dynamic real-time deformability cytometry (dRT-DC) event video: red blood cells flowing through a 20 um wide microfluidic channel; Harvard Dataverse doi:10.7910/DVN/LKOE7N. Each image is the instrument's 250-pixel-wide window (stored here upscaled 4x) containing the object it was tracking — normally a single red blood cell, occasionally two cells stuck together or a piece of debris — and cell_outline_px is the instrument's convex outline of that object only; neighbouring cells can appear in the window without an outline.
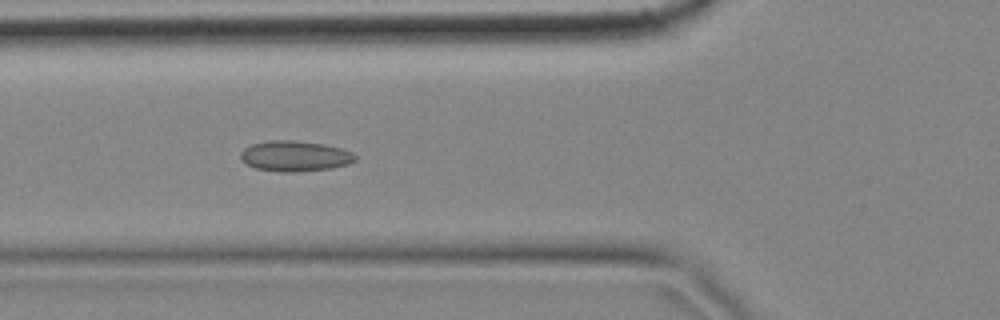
{"species": "common noctule bat (a hibernating species)", "species_latin": "Nyctalus noctula", "temperature_condition": "cold", "stored_images_in_passage": 56, "camera_frame_rate_fps": 3000, "um_per_image_px": 0.085, "animal": {"sex": "female", "body_mass_g": 18.4}, "frame": {"image": 1, "passage_image": 19, "time_ms": 6.0, "image_size_px": [1000, 320], "cell_outline_px": [[356, 160], [348, 164], [332, 168], [296, 172], [280, 172], [256, 168], [240, 160], [240, 152], [244, 148], [252, 144], [268, 140], [292, 140], [324, 144], [340, 148], [352, 152], [356, 156]], "centroid_in_image_um": [25.06, 13.26], "position_along_channel_um": 100.7, "area_um2": 20.46}}
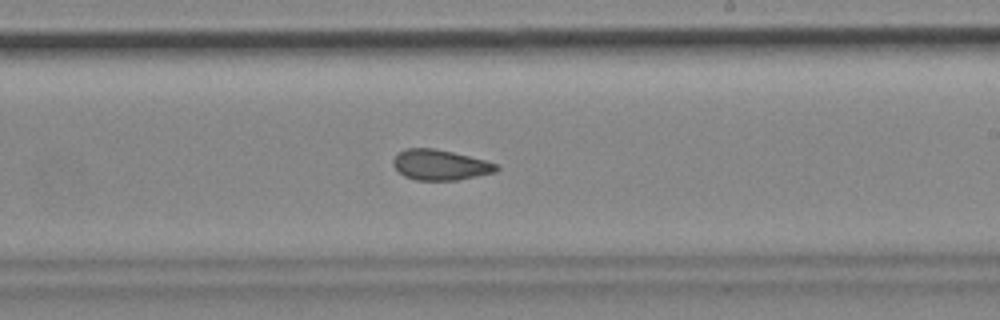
{"frame": {"image": 2, "passage_image": 32, "time_ms": 10.333, "image_size_px": [1000, 320], "cell_outline_px": [[500, 168], [496, 172], [456, 180], [416, 180], [404, 176], [392, 164], [392, 160], [400, 152], [408, 148], [432, 148], [452, 152], [500, 164]], "centroid_in_image_um": [37.44, 14.02], "position_along_channel_um": 251.6, "area_um2": 18.15}}
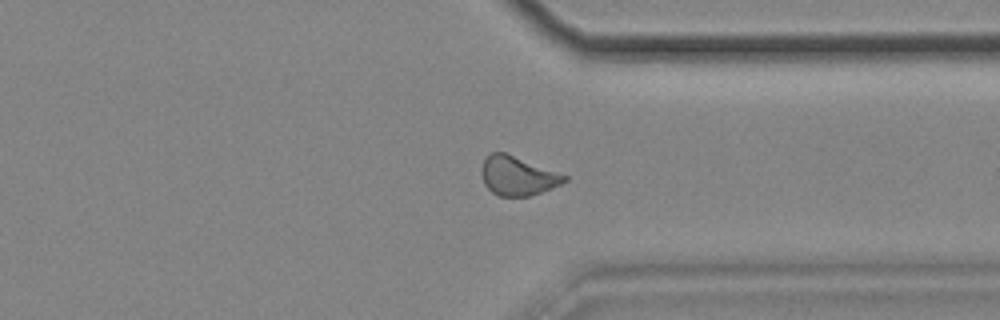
{"frame": {"image": 3, "passage_image": 42, "time_ms": 13.667, "image_size_px": [1000, 320], "cell_outline_px": [[568, 180], [552, 188], [528, 196], [500, 196], [492, 192], [484, 184], [480, 172], [480, 168], [484, 160], [492, 152], [504, 152], [568, 176]], "centroid_in_image_um": [43.97, 14.95], "position_along_channel_um": 367.4, "area_um2": 18.67}, "authors_computed_cell_mechanics": {"area_um2": 19.2474, "velocity_mm_per_s": 3.4847, "shape_relaxation_time_tau1_ms": null, "shape_relaxation_time_tau2_ms": 1.8319, "deformation_change_tau1": null, "deformation_change_tau2": 0.0593}}